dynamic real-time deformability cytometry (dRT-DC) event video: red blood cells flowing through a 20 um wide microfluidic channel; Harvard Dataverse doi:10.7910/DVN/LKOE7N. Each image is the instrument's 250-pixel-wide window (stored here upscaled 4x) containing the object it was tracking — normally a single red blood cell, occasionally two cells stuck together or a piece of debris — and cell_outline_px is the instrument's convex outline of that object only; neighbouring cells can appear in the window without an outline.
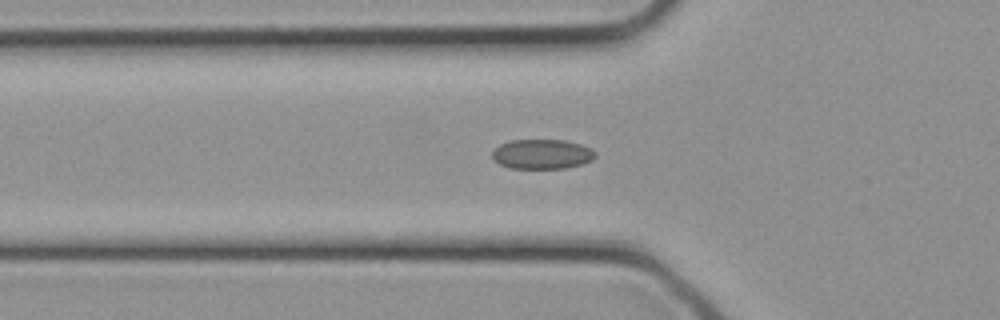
{"species": "common noctule bat (a hibernating species)", "species_latin": "Nyctalus noctula", "temperature_condition": "cold", "stored_images_in_passage": 20, "camera_frame_rate_fps": 3000, "um_per_image_px": 0.085, "animal": {"sex": "female", "body_mass_g": 21.9}, "frame": {"image": 1, "passage_image": 3, "time_ms": 0.667, "image_size_px": [1000, 320], "cell_outline_px": [[596, 156], [592, 160], [580, 164], [564, 168], [508, 168], [492, 160], [492, 148], [508, 140], [564, 140], [580, 144], [592, 148], [596, 152]], "centroid_in_image_um": [46.03, 13.09], "position_along_channel_um": 79.8, "area_um2": 18.03}}
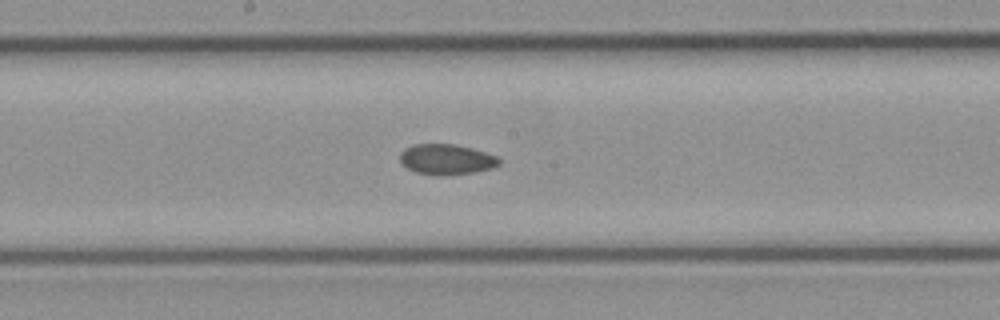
{"frame": {"image": 2, "passage_image": 9, "time_ms": 2.667, "image_size_px": [1000, 320], "cell_outline_px": [[500, 164], [492, 168], [476, 172], [448, 176], [436, 176], [416, 172], [408, 168], [400, 160], [400, 152], [404, 148], [412, 144], [456, 144], [472, 148], [500, 156]], "centroid_in_image_um": [37.98, 13.55], "position_along_channel_um": 210.2, "area_um2": 17.98}}
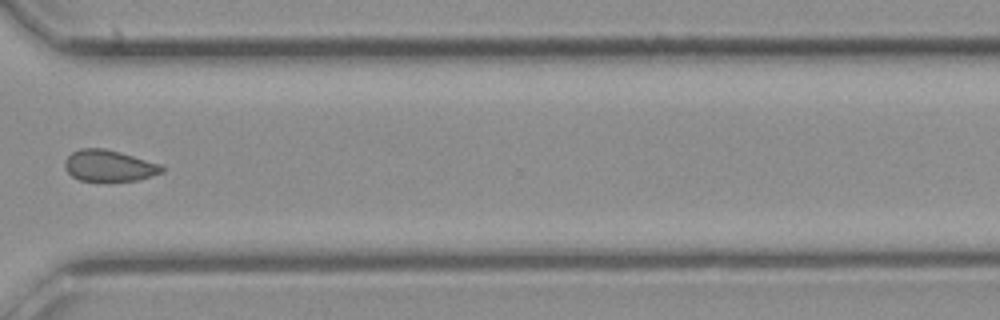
{"frame": {"image": 3, "passage_image": 16, "time_ms": 5.0, "image_size_px": [1000, 320], "cell_outline_px": [[164, 172], [152, 176], [136, 180], [80, 180], [72, 176], [64, 168], [64, 160], [72, 152], [80, 148], [104, 148], [120, 152], [160, 164], [164, 168]], "centroid_in_image_um": [9.25, 14.07], "position_along_channel_um": 361.3, "area_um2": 17.57}}